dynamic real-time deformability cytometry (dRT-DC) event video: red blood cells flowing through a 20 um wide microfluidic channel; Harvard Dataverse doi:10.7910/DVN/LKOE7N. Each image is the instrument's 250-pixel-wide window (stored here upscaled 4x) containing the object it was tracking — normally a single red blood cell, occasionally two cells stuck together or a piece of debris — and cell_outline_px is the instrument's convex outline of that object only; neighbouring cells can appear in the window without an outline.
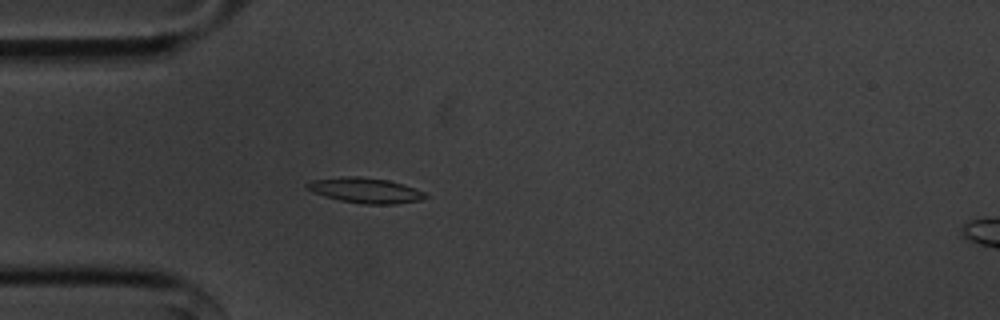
{"species": "common noctule bat (a hibernating species)", "species_latin": "Nyctalus noctula", "temperature_condition": "cold", "stored_images_in_passage": 42, "camera_frame_rate_fps": 3000, "um_per_image_px": 0.085, "animal": {"sex": "male", "body_mass_g": 20.1, "forearm_length_mm": 53.5}, "frame": {"image": 1, "passage_image": 2, "time_ms": 0.333, "image_size_px": [1000, 320], "cell_outline_px": [[428, 196], [420, 200], [396, 204], [364, 204], [340, 200], [324, 196], [312, 192], [304, 184], [312, 180], [348, 176], [360, 176], [388, 180], [404, 184], [424, 192]], "centroid_in_image_um": [31.06, 16.18], "position_along_channel_um": 53.9, "area_um2": 17.34}}
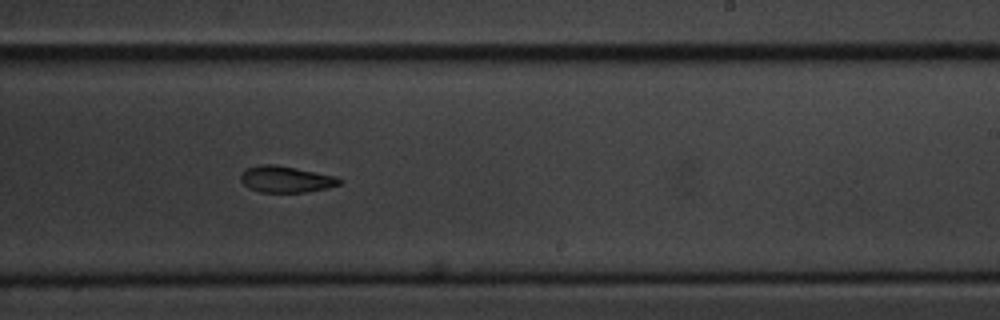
{"frame": {"image": 2, "passage_image": 20, "time_ms": 6.333, "image_size_px": [1000, 320], "cell_outline_px": [[344, 180], [340, 184], [328, 188], [304, 192], [260, 192], [248, 188], [240, 180], [240, 176], [248, 168], [260, 164], [272, 164], [296, 168], [336, 176]], "centroid_in_image_um": [24.32, 15.24], "position_along_channel_um": 264.7, "area_um2": 15.14}}
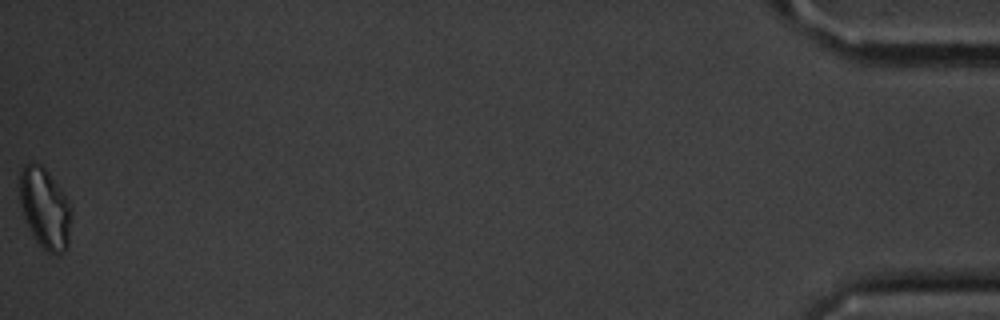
{"frame": {"image": 3, "passage_image": 42, "time_ms": 13.667, "image_size_px": [1000, 320], "cell_outline_px": [[68, 244], [64, 252], [60, 256], [48, 252], [36, 240], [24, 216], [20, 200], [20, 172], [24, 164], [28, 160], [40, 164], [44, 168], [60, 188], [68, 200]], "centroid_in_image_um": [3.78, 17.67], "position_along_channel_um": 431.4, "area_um2": 23.47}, "authors_computed_cell_mechanics": {"area_um2": 16.2707, "velocity_mm_per_s": 3.6067, "shape_relaxation_time_tau1_ms": 2.9146, "shape_relaxation_time_tau2_ms": null, "deformation_change_tau1": 0.1154, "deformation_change_tau2": null}}